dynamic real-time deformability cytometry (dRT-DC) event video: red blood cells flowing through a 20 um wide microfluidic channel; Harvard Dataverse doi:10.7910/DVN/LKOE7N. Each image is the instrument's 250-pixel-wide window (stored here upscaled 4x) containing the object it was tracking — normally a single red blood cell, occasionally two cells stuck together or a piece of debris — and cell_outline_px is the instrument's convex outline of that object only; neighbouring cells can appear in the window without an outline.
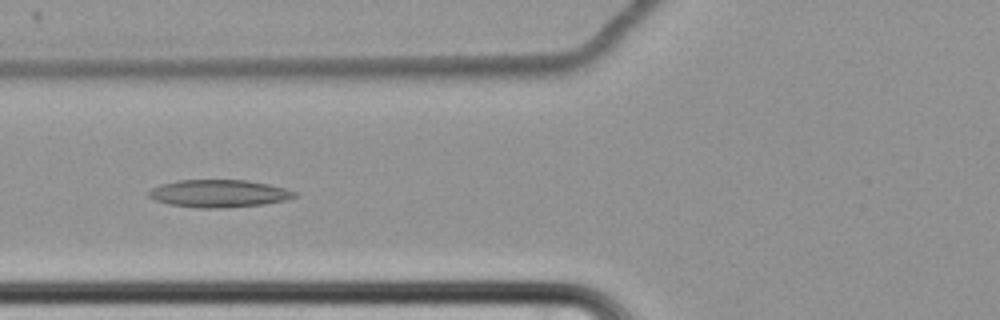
{"species": "common noctule bat (a hibernating species)", "species_latin": "Nyctalus noctula", "temperature_condition": "cold", "stored_images_in_passage": 66, "camera_frame_rate_fps": 3000, "um_per_image_px": 0.085, "animal": {"sex": "female", "body_mass_g": 22.7, "forearm_length_mm": 54.2}, "frame": {"image": 1, "passage_image": 30, "time_ms": 9.667, "image_size_px": [1000, 320], "cell_outline_px": [[296, 196], [288, 200], [264, 204], [220, 208], [196, 208], [168, 204], [156, 200], [148, 196], [148, 192], [152, 188], [160, 184], [176, 180], [248, 180], [268, 184], [284, 188], [296, 192]], "centroid_in_image_um": [18.59, 16.45], "position_along_channel_um": 107.2, "area_um2": 23.47}}
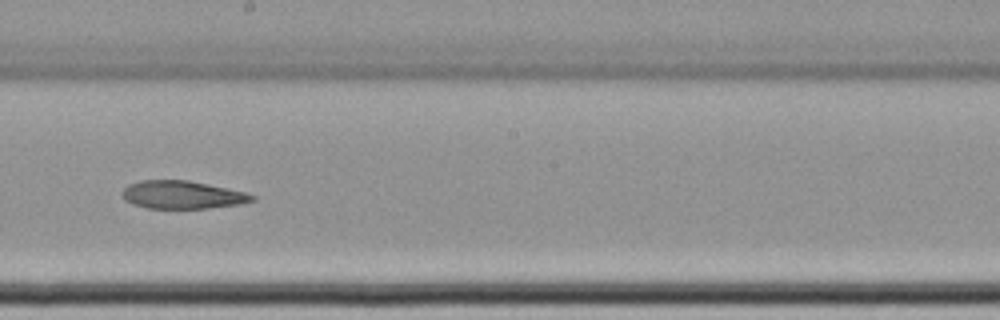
{"frame": {"image": 2, "passage_image": 41, "time_ms": 13.333, "image_size_px": [1000, 320], "cell_outline_px": [[256, 200], [240, 204], [208, 208], [148, 208], [132, 204], [124, 200], [120, 196], [120, 192], [128, 184], [140, 180], [188, 180], [208, 184], [244, 192], [256, 196]], "centroid_in_image_um": [15.44, 16.55], "position_along_channel_um": 232.8, "area_um2": 21.27}}
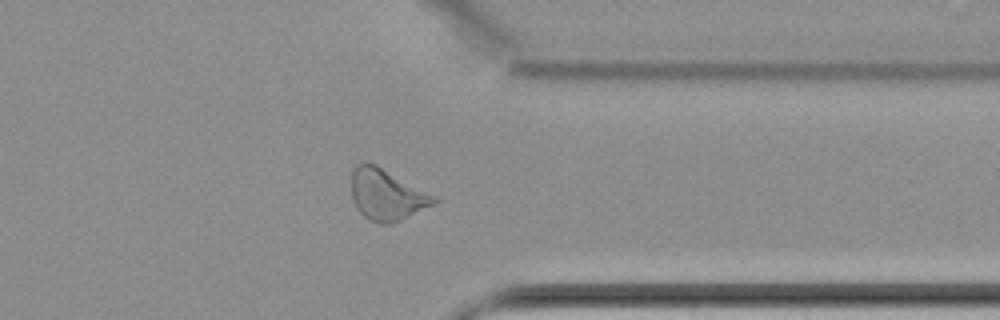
{"frame": {"image": 3, "passage_image": 54, "time_ms": 17.667, "image_size_px": [1000, 320], "cell_outline_px": [[440, 200], [436, 204], [400, 220], [388, 224], [380, 224], [368, 220], [356, 208], [352, 200], [352, 168], [356, 164], [376, 164], [436, 196]], "centroid_in_image_um": [32.88, 16.57], "position_along_channel_um": 378.5, "area_um2": 24.62}, "authors_computed_cell_mechanics": {"area_um2": 25.143, "velocity_mm_per_s": 3.4287, "shape_relaxation_time_tau1_ms": null, "shape_relaxation_time_tau2_ms": 9.3503, "deformation_change_tau1": null, "deformation_change_tau2": 0.1439}}